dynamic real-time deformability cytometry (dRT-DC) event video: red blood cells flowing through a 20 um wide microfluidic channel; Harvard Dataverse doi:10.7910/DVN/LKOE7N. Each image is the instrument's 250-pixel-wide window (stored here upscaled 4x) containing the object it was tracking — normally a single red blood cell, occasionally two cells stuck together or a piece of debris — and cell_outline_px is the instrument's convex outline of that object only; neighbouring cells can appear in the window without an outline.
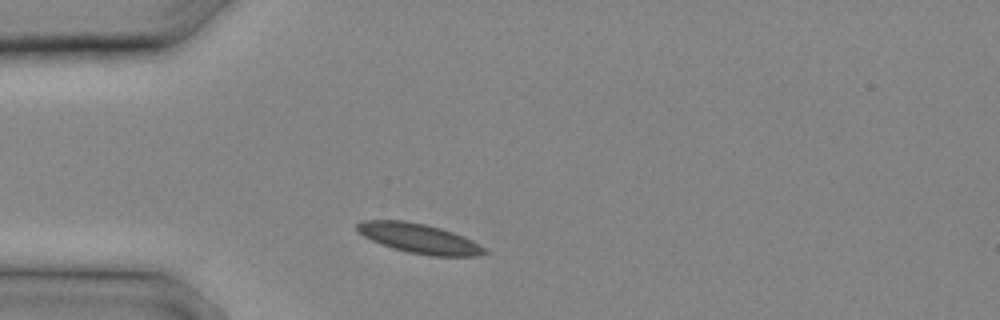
{"species": "common noctule bat (a hibernating species)", "species_latin": "Nyctalus noctula", "temperature_condition": "cold", "stored_images_in_passage": 5, "camera_frame_rate_fps": 3000, "um_per_image_px": 0.085, "animal": {"sex": "male", "body_mass_g": 20.4}, "frame": {"image": 1, "passage_image": 1, "time_ms": 0.0, "image_size_px": [1000, 320], "cell_outline_px": [[488, 252], [480, 256], [428, 256], [408, 252], [392, 248], [380, 244], [364, 236], [356, 228], [356, 224], [360, 220], [404, 220], [424, 224], [440, 228], [464, 236], [480, 244]], "centroid_in_image_um": [35.63, 20.27], "position_along_channel_um": 49.4, "area_um2": 22.08}}